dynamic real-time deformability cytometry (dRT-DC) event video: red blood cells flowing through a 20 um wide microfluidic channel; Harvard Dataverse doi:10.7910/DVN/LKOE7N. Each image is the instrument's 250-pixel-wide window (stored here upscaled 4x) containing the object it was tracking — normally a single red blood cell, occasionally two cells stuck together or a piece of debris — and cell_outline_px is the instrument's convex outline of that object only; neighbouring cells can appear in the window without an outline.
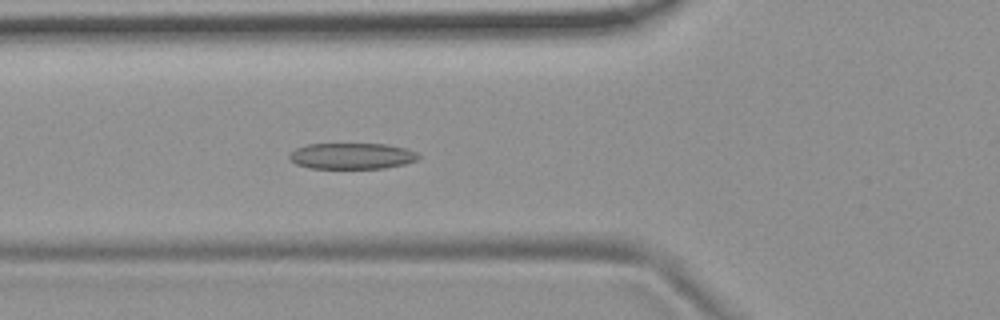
{"species": "common noctule bat (a hibernating species)", "species_latin": "Nyctalus noctula", "temperature_condition": "room temperature", "stored_images_in_passage": 5, "camera_frame_rate_fps": 3000, "um_per_image_px": 0.085, "animal": {"sex": "female", "body_mass_g": 19.9}, "frame": {"image": 1, "passage_image": 5, "time_ms": 1.333, "image_size_px": [1000, 320], "cell_outline_px": [[420, 156], [416, 160], [404, 164], [384, 168], [308, 168], [296, 164], [288, 156], [296, 148], [308, 144], [384, 144], [404, 148], [416, 152]], "centroid_in_image_um": [29.9, 13.26], "position_along_channel_um": 95.9, "area_um2": 19.42}}